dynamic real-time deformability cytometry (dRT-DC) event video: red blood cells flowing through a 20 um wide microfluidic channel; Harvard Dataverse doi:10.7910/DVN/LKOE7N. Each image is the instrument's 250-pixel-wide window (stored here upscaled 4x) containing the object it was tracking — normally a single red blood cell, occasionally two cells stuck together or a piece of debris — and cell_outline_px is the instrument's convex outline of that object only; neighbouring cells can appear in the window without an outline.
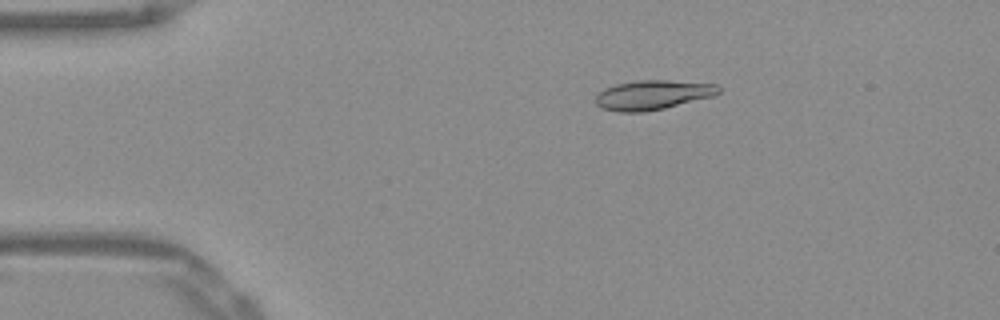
{"species": "Egyptian fruit bat (a non-hibernating species)", "species_latin": "Rousettus aegyptiacus", "temperature_condition": "warm", "stored_images_in_passage": 45, "camera_frame_rate_fps": 3000, "um_per_image_px": 0.085, "frame": {"image": 1, "passage_image": 3, "time_ms": 0.667, "image_size_px": [1000, 320], "cell_outline_px": [[720, 92], [712, 96], [664, 108], [644, 112], [616, 112], [600, 108], [596, 104], [596, 96], [604, 88], [616, 84], [640, 80], [668, 80], [716, 84], [720, 88]], "centroid_in_image_um": [55.44, 8.07], "position_along_channel_um": 29.6, "area_um2": 21.04}}
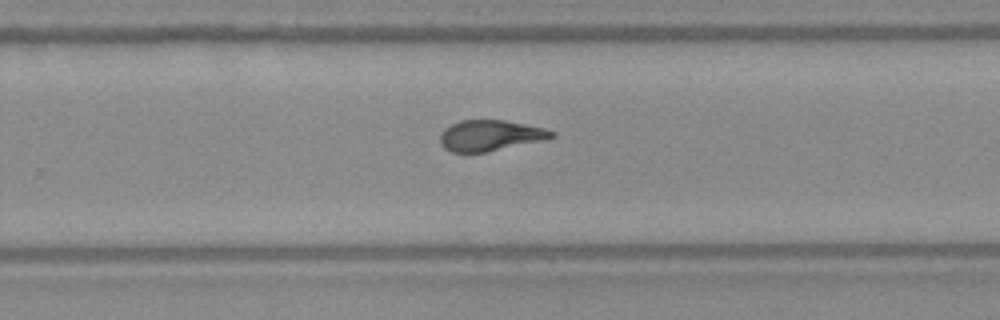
{"frame": {"image": 2, "passage_image": 27, "time_ms": 8.667, "image_size_px": [1000, 320], "cell_outline_px": [[556, 136], [548, 140], [484, 152], [452, 152], [444, 148], [440, 144], [440, 132], [444, 128], [460, 120], [504, 120], [544, 128], [556, 132]], "centroid_in_image_um": [41.69, 11.52], "position_along_channel_um": 288.1, "area_um2": 20.17}}
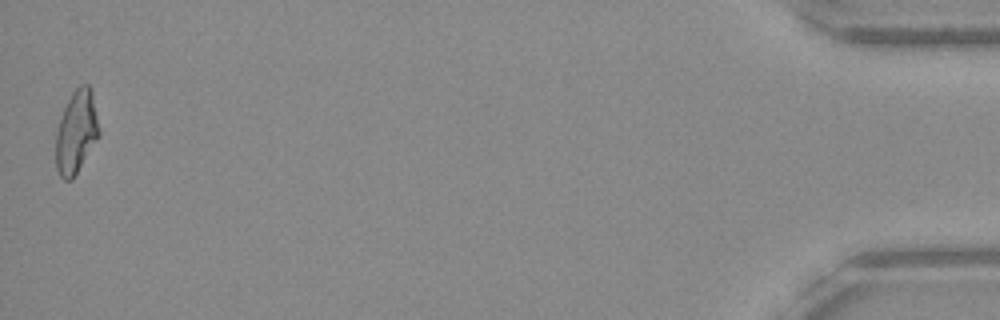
{"frame": {"image": 3, "passage_image": 45, "time_ms": 14.667, "image_size_px": [1000, 320], "cell_outline_px": [[100, 136], [72, 180], [64, 180], [60, 176], [56, 168], [56, 132], [64, 108], [72, 92], [80, 84], [88, 84], [92, 92], [100, 132]], "centroid_in_image_um": [6.49, 11.23], "position_along_channel_um": 428.7, "area_um2": 20.81}, "authors_computed_cell_mechanics": {"area_um2": 20.6924, "velocity_mm_per_s": 3.9088, "shape_relaxation_time_tau1_ms": 10.0608, "shape_relaxation_time_tau2_ms": 1.6383, "deformation_change_tau1": 0.2666, "deformation_change_tau2": 0.0774}}